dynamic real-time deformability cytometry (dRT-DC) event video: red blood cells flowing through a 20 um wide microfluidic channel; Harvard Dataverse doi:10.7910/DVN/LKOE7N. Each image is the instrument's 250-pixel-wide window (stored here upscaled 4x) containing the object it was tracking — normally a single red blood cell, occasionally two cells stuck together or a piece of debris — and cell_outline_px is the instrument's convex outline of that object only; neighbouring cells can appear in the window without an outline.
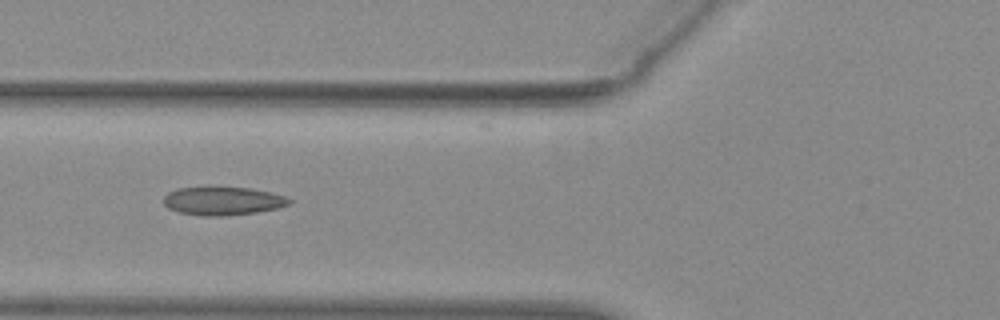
{"species": "common noctule bat (a hibernating species)", "species_latin": "Nyctalus noctula", "temperature_condition": "warm", "stored_images_in_passage": 34, "camera_frame_rate_fps": 3000, "um_per_image_px": 0.085, "animal": {"sex": "female", "body_mass_g": 29.2, "forearm_length_mm": 56.3}, "frame": {"image": 1, "passage_image": 5, "time_ms": 1.333, "image_size_px": [1000, 320], "cell_outline_px": [[292, 200], [288, 204], [276, 208], [256, 212], [224, 216], [204, 216], [180, 212], [168, 208], [164, 204], [164, 196], [168, 192], [180, 188], [248, 188], [268, 192], [284, 196]], "centroid_in_image_um": [18.91, 17.09], "position_along_channel_um": 106.9, "area_um2": 20.23}}
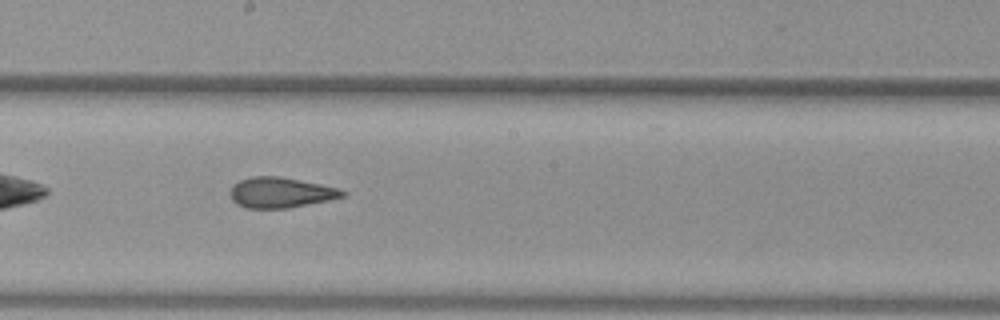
{"frame": {"image": 2, "passage_image": 14, "time_ms": 4.333, "image_size_px": [1000, 320], "cell_outline_px": [[348, 192], [344, 196], [328, 200], [288, 208], [244, 208], [236, 204], [232, 200], [228, 192], [232, 184], [240, 180], [252, 176], [280, 176], [340, 188]], "centroid_in_image_um": [23.81, 16.36], "position_along_channel_um": 224.4, "area_um2": 20.11}}
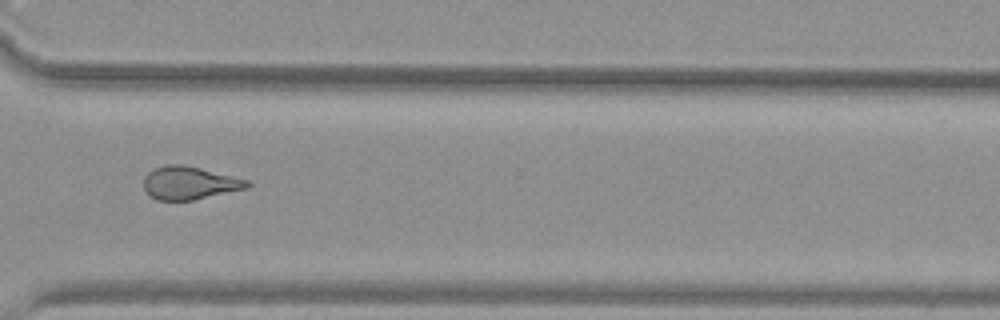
{"frame": {"image": 3, "passage_image": 24, "time_ms": 7.667, "image_size_px": [1000, 320], "cell_outline_px": [[252, 184], [248, 188], [192, 200], [156, 200], [144, 188], [144, 176], [148, 172], [164, 164], [184, 164], [248, 180]], "centroid_in_image_um": [16.11, 15.54], "position_along_channel_um": 354.5, "area_um2": 19.77}}